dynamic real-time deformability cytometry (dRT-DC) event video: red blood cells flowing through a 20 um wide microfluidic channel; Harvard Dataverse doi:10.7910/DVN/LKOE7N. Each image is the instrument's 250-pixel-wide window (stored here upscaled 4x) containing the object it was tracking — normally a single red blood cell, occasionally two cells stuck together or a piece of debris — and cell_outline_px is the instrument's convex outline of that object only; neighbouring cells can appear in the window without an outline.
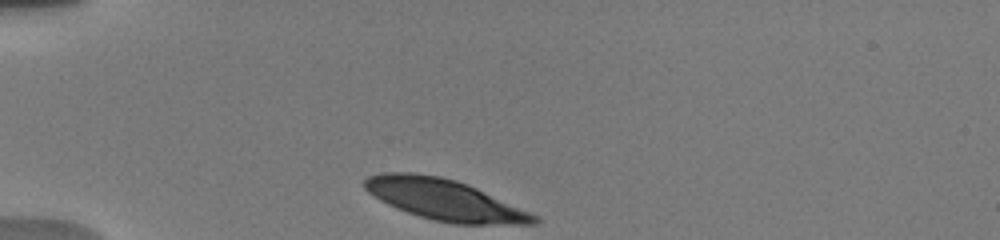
{"species": "human", "species_latin": "Homo sapiens", "temperature_condition": "warm", "stored_images_in_passage": 5, "camera_frame_rate_fps": 3000, "um_per_image_px": 0.085, "donor": {"sex": "male"}, "frame": {"image": 1, "passage_image": 1, "time_ms": 0.0, "image_size_px": [1000, 240], "cell_outline_px": [[540, 220], [536, 224], [456, 224], [436, 220], [420, 216], [396, 208], [380, 200], [368, 192], [364, 188], [364, 180], [368, 176], [384, 172], [412, 172], [440, 176], [456, 180], [468, 184], [528, 212], [536, 216]], "centroid_in_image_um": [37.74, 16.96], "position_along_channel_um": 47.3, "area_um2": 39.88}}
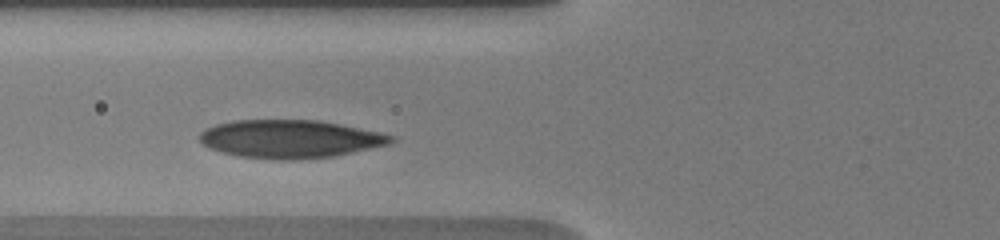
{"frame": {"image": 2, "passage_image": 4, "time_ms": 2.333, "image_size_px": [1000, 240], "cell_outline_px": [[396, 140], [392, 144], [332, 156], [296, 160], [272, 160], [240, 156], [208, 148], [196, 136], [204, 128], [216, 124], [232, 120], [320, 120], [380, 132], [396, 136]], "centroid_in_image_um": [24.65, 11.81], "position_along_channel_um": 101.1, "area_um2": 42.89}}